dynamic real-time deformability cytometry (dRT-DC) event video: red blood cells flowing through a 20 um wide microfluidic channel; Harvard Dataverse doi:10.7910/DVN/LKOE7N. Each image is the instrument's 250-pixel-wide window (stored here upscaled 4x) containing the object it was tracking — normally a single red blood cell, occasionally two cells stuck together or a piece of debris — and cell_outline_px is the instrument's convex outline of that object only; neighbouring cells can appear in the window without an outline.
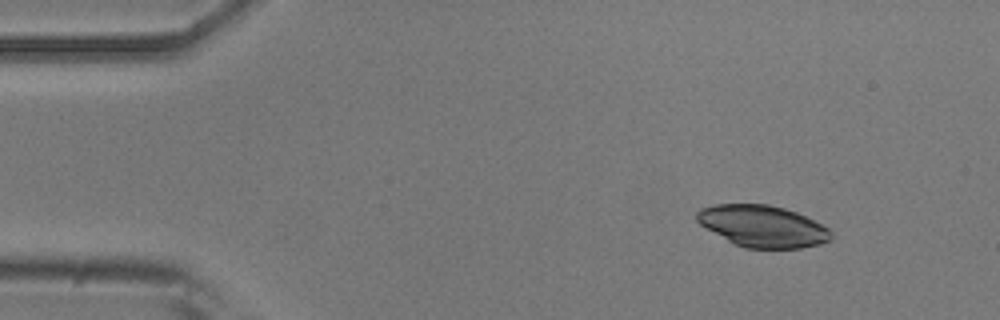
{"species": "common noctule bat (a hibernating species)", "species_latin": "Nyctalus noctula", "temperature_condition": "room temperature", "stored_images_in_passage": 47, "camera_frame_rate_fps": 3000, "um_per_image_px": 0.085, "animal": {"sex": "male", "body_mass_g": 20.5, "forearm_length_mm": 52.5}, "frame": {"image": 1, "passage_image": 1, "time_ms": 0.0, "image_size_px": [1000, 320], "cell_outline_px": [[832, 240], [820, 244], [800, 248], [744, 248], [728, 240], [700, 224], [696, 220], [696, 212], [700, 208], [716, 204], [768, 204], [784, 208], [796, 212], [828, 228], [832, 232]], "centroid_in_image_um": [64.83, 19.22], "position_along_channel_um": 20.2, "area_um2": 32.37}}
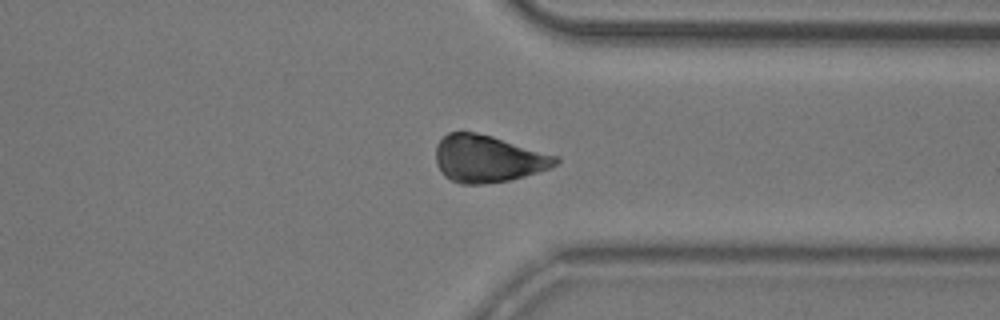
{"frame": {"image": 2, "passage_image": 35, "time_ms": 11.333, "image_size_px": [1000, 320], "cell_outline_px": [[560, 160], [556, 164], [548, 168], [524, 176], [508, 180], [484, 184], [460, 184], [444, 176], [440, 172], [436, 164], [436, 144], [448, 132], [476, 132], [492, 136], [560, 156]], "centroid_in_image_um": [41.46, 13.49], "position_along_channel_um": 369.9, "area_um2": 32.95}}
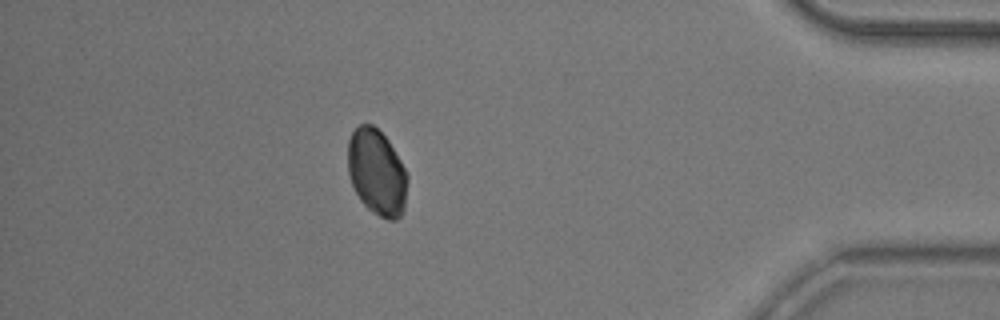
{"frame": {"image": 3, "passage_image": 41, "time_ms": 13.333, "image_size_px": [1000, 320], "cell_outline_px": [[408, 180], [404, 208], [400, 216], [396, 220], [388, 220], [372, 212], [360, 200], [352, 184], [348, 172], [348, 140], [352, 132], [360, 124], [372, 124], [388, 140], [400, 160], [408, 176]], "centroid_in_image_um": [32.03, 14.65], "position_along_channel_um": 403.2, "area_um2": 29.77}}